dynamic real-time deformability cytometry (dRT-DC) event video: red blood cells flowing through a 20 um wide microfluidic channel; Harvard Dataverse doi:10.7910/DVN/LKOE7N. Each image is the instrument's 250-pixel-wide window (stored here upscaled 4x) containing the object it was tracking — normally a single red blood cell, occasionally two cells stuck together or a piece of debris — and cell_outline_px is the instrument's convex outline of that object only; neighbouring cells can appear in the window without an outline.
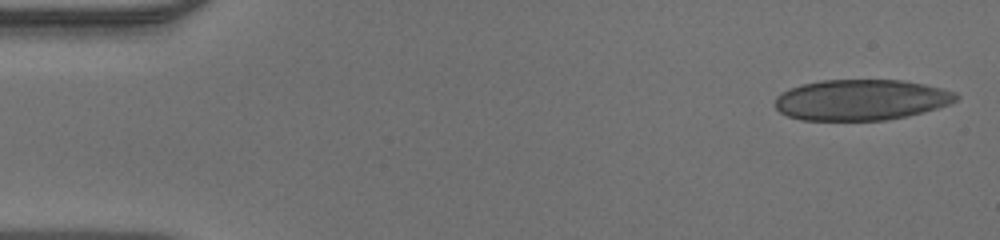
{"species": "human", "species_latin": "Homo sapiens", "temperature_condition": "warm", "stored_images_in_passage": 48, "camera_frame_rate_fps": 3000, "um_per_image_px": 0.085, "donor": {"sex": "male"}, "frame": {"image": 1, "passage_image": 1, "time_ms": 0.0, "image_size_px": [1000, 240], "cell_outline_px": [[960, 96], [956, 100], [948, 104], [936, 108], [904, 116], [884, 120], [804, 120], [788, 116], [780, 112], [776, 108], [776, 96], [800, 84], [824, 80], [900, 80], [924, 84], [956, 92]], "centroid_in_image_um": [73.18, 8.48], "position_along_channel_um": 11.8, "area_um2": 42.6}}
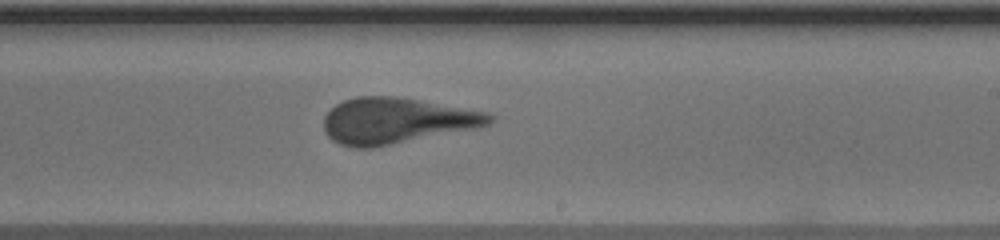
{"frame": {"image": 2, "passage_image": 28, "time_ms": 9.0, "image_size_px": [1000, 240], "cell_outline_px": [[496, 120], [488, 124], [472, 128], [372, 148], [352, 148], [340, 144], [332, 140], [324, 132], [324, 116], [336, 104], [344, 100], [356, 96], [392, 96], [492, 112], [496, 116]], "centroid_in_image_um": [33.68, 10.25], "position_along_channel_um": 255.3, "area_um2": 44.1}}
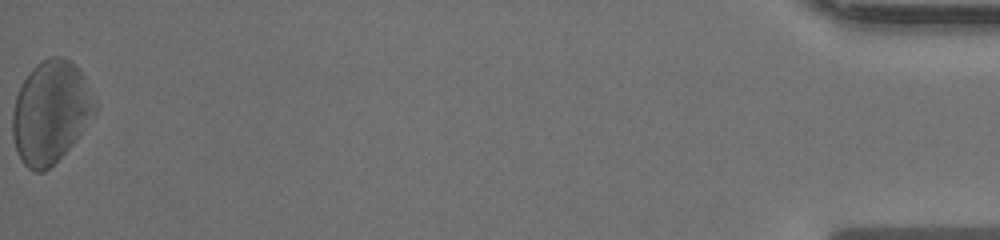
{"frame": {"image": 3, "passage_image": 48, "time_ms": 15.667, "image_size_px": [1000, 240], "cell_outline_px": [[96, 112], [80, 136], [44, 172], [36, 172], [28, 168], [24, 164], [16, 152], [12, 136], [12, 112], [16, 96], [24, 80], [32, 68], [36, 64], [48, 56], [64, 56], [76, 64], [96, 104]], "centroid_in_image_um": [4.28, 9.52], "position_along_channel_um": 430.9, "area_um2": 48.96}}